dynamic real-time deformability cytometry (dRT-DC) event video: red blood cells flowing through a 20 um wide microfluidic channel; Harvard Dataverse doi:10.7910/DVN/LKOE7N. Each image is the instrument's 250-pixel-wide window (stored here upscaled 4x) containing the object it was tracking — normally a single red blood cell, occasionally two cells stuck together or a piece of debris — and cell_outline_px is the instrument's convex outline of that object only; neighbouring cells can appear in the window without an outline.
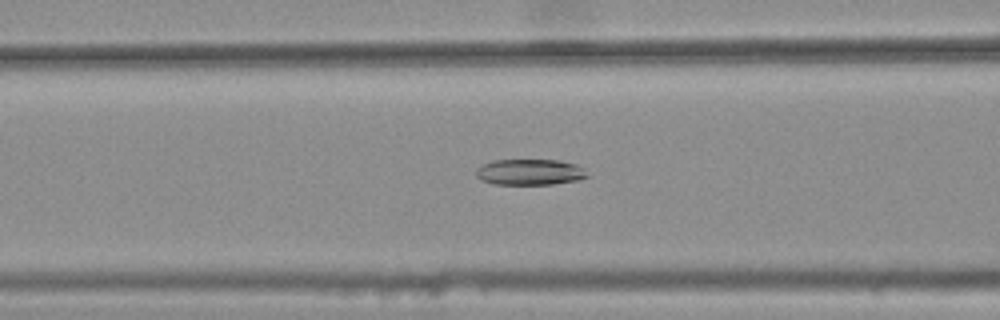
{"species": "common noctule bat (a hibernating species)", "species_latin": "Nyctalus noctula", "temperature_condition": "warm", "stored_images_in_passage": 41, "camera_frame_rate_fps": 3000, "um_per_image_px": 0.085, "animal": {"sex": "female", "body_mass_g": 25.1}, "frame": {"image": 1, "passage_image": 16, "time_ms": 5.0, "image_size_px": [1000, 320], "cell_outline_px": [[588, 176], [580, 180], [552, 184], [496, 184], [480, 180], [476, 176], [476, 168], [480, 164], [492, 160], [560, 160], [576, 164], [584, 168]], "centroid_in_image_um": [45.02, 14.62], "position_along_channel_um": 121.6, "area_um2": 16.99}}
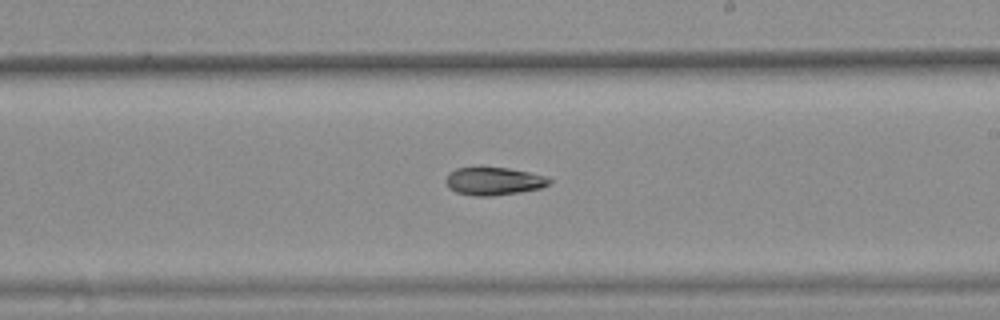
{"frame": {"image": 2, "passage_image": 26, "time_ms": 8.333, "image_size_px": [1000, 320], "cell_outline_px": [[552, 180], [548, 184], [540, 188], [520, 192], [492, 196], [476, 196], [456, 192], [448, 188], [444, 180], [448, 172], [456, 168], [508, 168], [548, 176]], "centroid_in_image_um": [41.94, 15.4], "position_along_channel_um": 247.1, "area_um2": 16.82}}
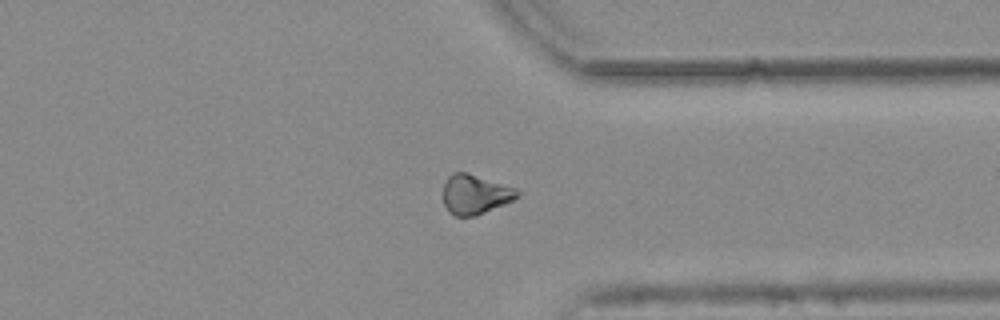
{"frame": {"image": 3, "passage_image": 36, "time_ms": 11.667, "image_size_px": [1000, 320], "cell_outline_px": [[520, 196], [504, 204], [476, 216], [456, 216], [448, 212], [444, 204], [444, 184], [448, 176], [452, 172], [468, 172], [516, 188], [520, 192]], "centroid_in_image_um": [40.38, 16.51], "position_along_channel_um": 371.0, "area_um2": 17.17}, "authors_computed_cell_mechanics": {"area_um2": 17.5134, "velocity_mm_per_s": 3.7689, "shape_relaxation_time_tau1_ms": null, "shape_relaxation_time_tau2_ms": 10.6751, "deformation_change_tau1": null, "deformation_change_tau2": 0.2096}}